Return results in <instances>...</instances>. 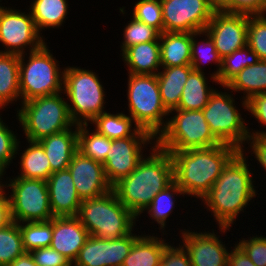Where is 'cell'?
<instances>
[{
	"label": "cell",
	"instance_id": "obj_1",
	"mask_svg": "<svg viewBox=\"0 0 266 266\" xmlns=\"http://www.w3.org/2000/svg\"><path fill=\"white\" fill-rule=\"evenodd\" d=\"M245 149L238 151L222 169L211 189L200 201L218 227H233L236 218L257 196L252 165ZM250 163V164H248ZM251 166V168H250ZM257 190V191H256Z\"/></svg>",
	"mask_w": 266,
	"mask_h": 266
},
{
	"label": "cell",
	"instance_id": "obj_2",
	"mask_svg": "<svg viewBox=\"0 0 266 266\" xmlns=\"http://www.w3.org/2000/svg\"><path fill=\"white\" fill-rule=\"evenodd\" d=\"M138 166L112 189L119 201L139 218L154 196L174 181L172 156L155 145Z\"/></svg>",
	"mask_w": 266,
	"mask_h": 266
},
{
	"label": "cell",
	"instance_id": "obj_3",
	"mask_svg": "<svg viewBox=\"0 0 266 266\" xmlns=\"http://www.w3.org/2000/svg\"><path fill=\"white\" fill-rule=\"evenodd\" d=\"M238 151L223 143L210 148L167 151L172 156L174 182L186 197L201 200Z\"/></svg>",
	"mask_w": 266,
	"mask_h": 266
},
{
	"label": "cell",
	"instance_id": "obj_4",
	"mask_svg": "<svg viewBox=\"0 0 266 266\" xmlns=\"http://www.w3.org/2000/svg\"><path fill=\"white\" fill-rule=\"evenodd\" d=\"M89 235L118 239L130 234L138 221L118 199L113 189L99 197L83 200L76 216Z\"/></svg>",
	"mask_w": 266,
	"mask_h": 266
},
{
	"label": "cell",
	"instance_id": "obj_5",
	"mask_svg": "<svg viewBox=\"0 0 266 266\" xmlns=\"http://www.w3.org/2000/svg\"><path fill=\"white\" fill-rule=\"evenodd\" d=\"M93 70L67 66L63 74V92L67 98L71 120L75 124H89L105 110L104 84Z\"/></svg>",
	"mask_w": 266,
	"mask_h": 266
},
{
	"label": "cell",
	"instance_id": "obj_6",
	"mask_svg": "<svg viewBox=\"0 0 266 266\" xmlns=\"http://www.w3.org/2000/svg\"><path fill=\"white\" fill-rule=\"evenodd\" d=\"M47 44L45 42L39 49L19 56L21 95L19 104L38 97L63 92L65 67L60 68L59 61L54 57Z\"/></svg>",
	"mask_w": 266,
	"mask_h": 266
},
{
	"label": "cell",
	"instance_id": "obj_7",
	"mask_svg": "<svg viewBox=\"0 0 266 266\" xmlns=\"http://www.w3.org/2000/svg\"><path fill=\"white\" fill-rule=\"evenodd\" d=\"M60 93L22 102L16 110V119L26 140L39 141L44 137L65 131L75 123L71 120L68 101Z\"/></svg>",
	"mask_w": 266,
	"mask_h": 266
},
{
	"label": "cell",
	"instance_id": "obj_8",
	"mask_svg": "<svg viewBox=\"0 0 266 266\" xmlns=\"http://www.w3.org/2000/svg\"><path fill=\"white\" fill-rule=\"evenodd\" d=\"M128 114L138 127L157 137L165 128L169 111L162 103L157 75L128 74ZM167 118V119H166Z\"/></svg>",
	"mask_w": 266,
	"mask_h": 266
},
{
	"label": "cell",
	"instance_id": "obj_9",
	"mask_svg": "<svg viewBox=\"0 0 266 266\" xmlns=\"http://www.w3.org/2000/svg\"><path fill=\"white\" fill-rule=\"evenodd\" d=\"M168 117L165 128L156 137L160 149L182 151L221 144L210 131L202 110L173 109Z\"/></svg>",
	"mask_w": 266,
	"mask_h": 266
},
{
	"label": "cell",
	"instance_id": "obj_10",
	"mask_svg": "<svg viewBox=\"0 0 266 266\" xmlns=\"http://www.w3.org/2000/svg\"><path fill=\"white\" fill-rule=\"evenodd\" d=\"M224 92L215 88L210 95L207 105L202 113L209 125L210 131L216 139L223 144L234 146L237 150L243 151L250 137L248 124L243 119V113L235 104L233 92H226V85L221 86Z\"/></svg>",
	"mask_w": 266,
	"mask_h": 266
},
{
	"label": "cell",
	"instance_id": "obj_11",
	"mask_svg": "<svg viewBox=\"0 0 266 266\" xmlns=\"http://www.w3.org/2000/svg\"><path fill=\"white\" fill-rule=\"evenodd\" d=\"M8 181V199L14 222L48 221L53 218L47 181L11 177ZM10 193V195H9Z\"/></svg>",
	"mask_w": 266,
	"mask_h": 266
},
{
	"label": "cell",
	"instance_id": "obj_12",
	"mask_svg": "<svg viewBox=\"0 0 266 266\" xmlns=\"http://www.w3.org/2000/svg\"><path fill=\"white\" fill-rule=\"evenodd\" d=\"M23 12L13 7H0V53L23 55L39 49L46 41L34 23L30 11ZM29 48V49H28Z\"/></svg>",
	"mask_w": 266,
	"mask_h": 266
},
{
	"label": "cell",
	"instance_id": "obj_13",
	"mask_svg": "<svg viewBox=\"0 0 266 266\" xmlns=\"http://www.w3.org/2000/svg\"><path fill=\"white\" fill-rule=\"evenodd\" d=\"M163 32L204 31L216 9L210 0H160Z\"/></svg>",
	"mask_w": 266,
	"mask_h": 266
},
{
	"label": "cell",
	"instance_id": "obj_14",
	"mask_svg": "<svg viewBox=\"0 0 266 266\" xmlns=\"http://www.w3.org/2000/svg\"><path fill=\"white\" fill-rule=\"evenodd\" d=\"M149 144L150 149L147 148ZM155 145V136H129L112 140L111 149L103 163L108 183L113 187L127 177L146 155L145 149L150 151Z\"/></svg>",
	"mask_w": 266,
	"mask_h": 266
},
{
	"label": "cell",
	"instance_id": "obj_15",
	"mask_svg": "<svg viewBox=\"0 0 266 266\" xmlns=\"http://www.w3.org/2000/svg\"><path fill=\"white\" fill-rule=\"evenodd\" d=\"M221 232L196 231L194 229H181L179 239L189 254L192 266H228L230 249L219 234H226L230 227H217ZM216 233V234H215ZM220 238V239H219Z\"/></svg>",
	"mask_w": 266,
	"mask_h": 266
},
{
	"label": "cell",
	"instance_id": "obj_16",
	"mask_svg": "<svg viewBox=\"0 0 266 266\" xmlns=\"http://www.w3.org/2000/svg\"><path fill=\"white\" fill-rule=\"evenodd\" d=\"M134 231L118 239L89 235L72 266H122L134 242L141 236Z\"/></svg>",
	"mask_w": 266,
	"mask_h": 266
},
{
	"label": "cell",
	"instance_id": "obj_17",
	"mask_svg": "<svg viewBox=\"0 0 266 266\" xmlns=\"http://www.w3.org/2000/svg\"><path fill=\"white\" fill-rule=\"evenodd\" d=\"M248 15L216 10L206 31L223 59L247 45Z\"/></svg>",
	"mask_w": 266,
	"mask_h": 266
},
{
	"label": "cell",
	"instance_id": "obj_18",
	"mask_svg": "<svg viewBox=\"0 0 266 266\" xmlns=\"http://www.w3.org/2000/svg\"><path fill=\"white\" fill-rule=\"evenodd\" d=\"M68 169L82 201L99 197L112 190V186L106 179L103 164L83 155L78 150L72 156Z\"/></svg>",
	"mask_w": 266,
	"mask_h": 266
},
{
	"label": "cell",
	"instance_id": "obj_19",
	"mask_svg": "<svg viewBox=\"0 0 266 266\" xmlns=\"http://www.w3.org/2000/svg\"><path fill=\"white\" fill-rule=\"evenodd\" d=\"M47 187L53 217H76L82 200L69 169L53 172L47 180Z\"/></svg>",
	"mask_w": 266,
	"mask_h": 266
},
{
	"label": "cell",
	"instance_id": "obj_20",
	"mask_svg": "<svg viewBox=\"0 0 266 266\" xmlns=\"http://www.w3.org/2000/svg\"><path fill=\"white\" fill-rule=\"evenodd\" d=\"M89 233L77 217H53L50 247L74 262Z\"/></svg>",
	"mask_w": 266,
	"mask_h": 266
},
{
	"label": "cell",
	"instance_id": "obj_21",
	"mask_svg": "<svg viewBox=\"0 0 266 266\" xmlns=\"http://www.w3.org/2000/svg\"><path fill=\"white\" fill-rule=\"evenodd\" d=\"M37 142L43 147L53 172L68 169L72 156L78 150V124Z\"/></svg>",
	"mask_w": 266,
	"mask_h": 266
},
{
	"label": "cell",
	"instance_id": "obj_22",
	"mask_svg": "<svg viewBox=\"0 0 266 266\" xmlns=\"http://www.w3.org/2000/svg\"><path fill=\"white\" fill-rule=\"evenodd\" d=\"M128 74L157 75L161 69L160 43L149 41L127 48L121 55Z\"/></svg>",
	"mask_w": 266,
	"mask_h": 266
},
{
	"label": "cell",
	"instance_id": "obj_23",
	"mask_svg": "<svg viewBox=\"0 0 266 266\" xmlns=\"http://www.w3.org/2000/svg\"><path fill=\"white\" fill-rule=\"evenodd\" d=\"M159 43L161 68L191 65L192 33L163 32Z\"/></svg>",
	"mask_w": 266,
	"mask_h": 266
},
{
	"label": "cell",
	"instance_id": "obj_24",
	"mask_svg": "<svg viewBox=\"0 0 266 266\" xmlns=\"http://www.w3.org/2000/svg\"><path fill=\"white\" fill-rule=\"evenodd\" d=\"M227 91L243 93L241 106L247 110V100L258 93L266 92V60L242 69L227 84Z\"/></svg>",
	"mask_w": 266,
	"mask_h": 266
},
{
	"label": "cell",
	"instance_id": "obj_25",
	"mask_svg": "<svg viewBox=\"0 0 266 266\" xmlns=\"http://www.w3.org/2000/svg\"><path fill=\"white\" fill-rule=\"evenodd\" d=\"M91 124L99 134L111 140L129 136H153L150 132L138 127L134 120L125 114L124 110L116 113L107 110L97 116ZM133 125L134 127H132Z\"/></svg>",
	"mask_w": 266,
	"mask_h": 266
},
{
	"label": "cell",
	"instance_id": "obj_26",
	"mask_svg": "<svg viewBox=\"0 0 266 266\" xmlns=\"http://www.w3.org/2000/svg\"><path fill=\"white\" fill-rule=\"evenodd\" d=\"M193 70L191 65H183L161 68L158 72L161 100L168 111L178 107L184 85Z\"/></svg>",
	"mask_w": 266,
	"mask_h": 266
},
{
	"label": "cell",
	"instance_id": "obj_27",
	"mask_svg": "<svg viewBox=\"0 0 266 266\" xmlns=\"http://www.w3.org/2000/svg\"><path fill=\"white\" fill-rule=\"evenodd\" d=\"M29 144H26V148L23 152L19 153L21 142L18 141L16 148V155L19 156L20 162L18 161L19 173L15 177H23L26 179H41L47 181L50 175L53 173L49 159L46 156L43 147L37 141L26 140Z\"/></svg>",
	"mask_w": 266,
	"mask_h": 266
},
{
	"label": "cell",
	"instance_id": "obj_28",
	"mask_svg": "<svg viewBox=\"0 0 266 266\" xmlns=\"http://www.w3.org/2000/svg\"><path fill=\"white\" fill-rule=\"evenodd\" d=\"M172 241L161 238L158 234L141 233L134 242L122 266H160L165 247Z\"/></svg>",
	"mask_w": 266,
	"mask_h": 266
},
{
	"label": "cell",
	"instance_id": "obj_29",
	"mask_svg": "<svg viewBox=\"0 0 266 266\" xmlns=\"http://www.w3.org/2000/svg\"><path fill=\"white\" fill-rule=\"evenodd\" d=\"M68 3V0H31L28 10L41 35L45 29H59L64 25L70 13Z\"/></svg>",
	"mask_w": 266,
	"mask_h": 266
},
{
	"label": "cell",
	"instance_id": "obj_30",
	"mask_svg": "<svg viewBox=\"0 0 266 266\" xmlns=\"http://www.w3.org/2000/svg\"><path fill=\"white\" fill-rule=\"evenodd\" d=\"M19 100V55L0 53V112Z\"/></svg>",
	"mask_w": 266,
	"mask_h": 266
},
{
	"label": "cell",
	"instance_id": "obj_31",
	"mask_svg": "<svg viewBox=\"0 0 266 266\" xmlns=\"http://www.w3.org/2000/svg\"><path fill=\"white\" fill-rule=\"evenodd\" d=\"M205 73L193 70L189 74L176 109L202 110L207 105L209 97L215 89L209 85Z\"/></svg>",
	"mask_w": 266,
	"mask_h": 266
},
{
	"label": "cell",
	"instance_id": "obj_32",
	"mask_svg": "<svg viewBox=\"0 0 266 266\" xmlns=\"http://www.w3.org/2000/svg\"><path fill=\"white\" fill-rule=\"evenodd\" d=\"M181 195L183 198L186 196L184 191L173 181L164 190L157 193L152 199V202L142 212H147L151 220H154L158 224L159 230L162 233L161 237L168 234L166 233L168 231L165 230L168 228L165 227H167V221L170 220V215H172L173 210L177 207L175 205L177 203V197L180 198Z\"/></svg>",
	"mask_w": 266,
	"mask_h": 266
},
{
	"label": "cell",
	"instance_id": "obj_33",
	"mask_svg": "<svg viewBox=\"0 0 266 266\" xmlns=\"http://www.w3.org/2000/svg\"><path fill=\"white\" fill-rule=\"evenodd\" d=\"M205 36V37H204ZM198 37V38H197ZM203 37L204 39H199ZM197 38V39H196ZM201 40L200 42L198 41ZM213 62L217 67L214 72L209 73L208 76L212 82L218 85V76L222 66V58L219 56L215 44L209 34L206 31H199L192 33V44H191V66L195 71L204 72V64ZM203 64V66H202Z\"/></svg>",
	"mask_w": 266,
	"mask_h": 266
},
{
	"label": "cell",
	"instance_id": "obj_34",
	"mask_svg": "<svg viewBox=\"0 0 266 266\" xmlns=\"http://www.w3.org/2000/svg\"><path fill=\"white\" fill-rule=\"evenodd\" d=\"M89 124L78 125V151L92 158L94 161L104 163L111 149L112 140L99 134L95 129L89 130Z\"/></svg>",
	"mask_w": 266,
	"mask_h": 266
},
{
	"label": "cell",
	"instance_id": "obj_35",
	"mask_svg": "<svg viewBox=\"0 0 266 266\" xmlns=\"http://www.w3.org/2000/svg\"><path fill=\"white\" fill-rule=\"evenodd\" d=\"M26 252L50 246L53 236V218L48 221L18 223Z\"/></svg>",
	"mask_w": 266,
	"mask_h": 266
},
{
	"label": "cell",
	"instance_id": "obj_36",
	"mask_svg": "<svg viewBox=\"0 0 266 266\" xmlns=\"http://www.w3.org/2000/svg\"><path fill=\"white\" fill-rule=\"evenodd\" d=\"M259 61V56L248 45L225 56L217 79L218 85H226L242 69Z\"/></svg>",
	"mask_w": 266,
	"mask_h": 266
},
{
	"label": "cell",
	"instance_id": "obj_37",
	"mask_svg": "<svg viewBox=\"0 0 266 266\" xmlns=\"http://www.w3.org/2000/svg\"><path fill=\"white\" fill-rule=\"evenodd\" d=\"M25 252L17 222L13 221L7 227L0 229V266L10 265Z\"/></svg>",
	"mask_w": 266,
	"mask_h": 266
},
{
	"label": "cell",
	"instance_id": "obj_38",
	"mask_svg": "<svg viewBox=\"0 0 266 266\" xmlns=\"http://www.w3.org/2000/svg\"><path fill=\"white\" fill-rule=\"evenodd\" d=\"M125 24L123 39L120 43V55L129 47L149 41H159L160 32L145 23L135 20L133 17Z\"/></svg>",
	"mask_w": 266,
	"mask_h": 266
},
{
	"label": "cell",
	"instance_id": "obj_39",
	"mask_svg": "<svg viewBox=\"0 0 266 266\" xmlns=\"http://www.w3.org/2000/svg\"><path fill=\"white\" fill-rule=\"evenodd\" d=\"M131 12L130 17L163 33V15L160 0H137Z\"/></svg>",
	"mask_w": 266,
	"mask_h": 266
},
{
	"label": "cell",
	"instance_id": "obj_40",
	"mask_svg": "<svg viewBox=\"0 0 266 266\" xmlns=\"http://www.w3.org/2000/svg\"><path fill=\"white\" fill-rule=\"evenodd\" d=\"M247 45L266 60V14L248 15Z\"/></svg>",
	"mask_w": 266,
	"mask_h": 266
},
{
	"label": "cell",
	"instance_id": "obj_41",
	"mask_svg": "<svg viewBox=\"0 0 266 266\" xmlns=\"http://www.w3.org/2000/svg\"><path fill=\"white\" fill-rule=\"evenodd\" d=\"M1 115L0 113V171L6 172L5 170L14 163L13 159L16 160V148L20 138L16 136L18 133L3 122Z\"/></svg>",
	"mask_w": 266,
	"mask_h": 266
},
{
	"label": "cell",
	"instance_id": "obj_42",
	"mask_svg": "<svg viewBox=\"0 0 266 266\" xmlns=\"http://www.w3.org/2000/svg\"><path fill=\"white\" fill-rule=\"evenodd\" d=\"M248 238V239H247ZM235 242L256 266H266V236L255 235Z\"/></svg>",
	"mask_w": 266,
	"mask_h": 266
},
{
	"label": "cell",
	"instance_id": "obj_43",
	"mask_svg": "<svg viewBox=\"0 0 266 266\" xmlns=\"http://www.w3.org/2000/svg\"><path fill=\"white\" fill-rule=\"evenodd\" d=\"M247 111L249 114H251L252 117L255 118L257 123L260 125V130L253 128L250 129V126L248 127V132L250 136H262L266 135V129L264 131V128H266V92L265 93H258L253 96H251L247 101ZM264 127L263 129L261 127ZM251 130V131H250Z\"/></svg>",
	"mask_w": 266,
	"mask_h": 266
},
{
	"label": "cell",
	"instance_id": "obj_44",
	"mask_svg": "<svg viewBox=\"0 0 266 266\" xmlns=\"http://www.w3.org/2000/svg\"><path fill=\"white\" fill-rule=\"evenodd\" d=\"M221 11L247 15H263L266 14V0H230Z\"/></svg>",
	"mask_w": 266,
	"mask_h": 266
},
{
	"label": "cell",
	"instance_id": "obj_45",
	"mask_svg": "<svg viewBox=\"0 0 266 266\" xmlns=\"http://www.w3.org/2000/svg\"><path fill=\"white\" fill-rule=\"evenodd\" d=\"M30 254L38 266H72L69 259L50 246L33 250Z\"/></svg>",
	"mask_w": 266,
	"mask_h": 266
},
{
	"label": "cell",
	"instance_id": "obj_46",
	"mask_svg": "<svg viewBox=\"0 0 266 266\" xmlns=\"http://www.w3.org/2000/svg\"><path fill=\"white\" fill-rule=\"evenodd\" d=\"M173 243V244H172ZM170 242L164 249L161 257L160 266H192L189 254L180 242L174 245Z\"/></svg>",
	"mask_w": 266,
	"mask_h": 266
},
{
	"label": "cell",
	"instance_id": "obj_47",
	"mask_svg": "<svg viewBox=\"0 0 266 266\" xmlns=\"http://www.w3.org/2000/svg\"><path fill=\"white\" fill-rule=\"evenodd\" d=\"M248 151L250 149V155L257 161L258 166L263 167L264 171H266V135L262 136H250L248 141ZM253 154V155H252ZM266 173V172H265Z\"/></svg>",
	"mask_w": 266,
	"mask_h": 266
},
{
	"label": "cell",
	"instance_id": "obj_48",
	"mask_svg": "<svg viewBox=\"0 0 266 266\" xmlns=\"http://www.w3.org/2000/svg\"><path fill=\"white\" fill-rule=\"evenodd\" d=\"M233 247L230 248L228 266H256L236 243Z\"/></svg>",
	"mask_w": 266,
	"mask_h": 266
},
{
	"label": "cell",
	"instance_id": "obj_49",
	"mask_svg": "<svg viewBox=\"0 0 266 266\" xmlns=\"http://www.w3.org/2000/svg\"><path fill=\"white\" fill-rule=\"evenodd\" d=\"M13 222L9 201H0V229Z\"/></svg>",
	"mask_w": 266,
	"mask_h": 266
},
{
	"label": "cell",
	"instance_id": "obj_50",
	"mask_svg": "<svg viewBox=\"0 0 266 266\" xmlns=\"http://www.w3.org/2000/svg\"><path fill=\"white\" fill-rule=\"evenodd\" d=\"M8 266H38L31 254L29 252H25L21 256L17 257L10 265Z\"/></svg>",
	"mask_w": 266,
	"mask_h": 266
},
{
	"label": "cell",
	"instance_id": "obj_51",
	"mask_svg": "<svg viewBox=\"0 0 266 266\" xmlns=\"http://www.w3.org/2000/svg\"><path fill=\"white\" fill-rule=\"evenodd\" d=\"M5 174L6 172L0 171V201H9L8 194L5 192L6 189L8 188V181H7L8 178L7 177L6 179L4 178ZM3 179H5L6 181Z\"/></svg>",
	"mask_w": 266,
	"mask_h": 266
},
{
	"label": "cell",
	"instance_id": "obj_52",
	"mask_svg": "<svg viewBox=\"0 0 266 266\" xmlns=\"http://www.w3.org/2000/svg\"><path fill=\"white\" fill-rule=\"evenodd\" d=\"M230 0H210L216 10H221Z\"/></svg>",
	"mask_w": 266,
	"mask_h": 266
}]
</instances>
